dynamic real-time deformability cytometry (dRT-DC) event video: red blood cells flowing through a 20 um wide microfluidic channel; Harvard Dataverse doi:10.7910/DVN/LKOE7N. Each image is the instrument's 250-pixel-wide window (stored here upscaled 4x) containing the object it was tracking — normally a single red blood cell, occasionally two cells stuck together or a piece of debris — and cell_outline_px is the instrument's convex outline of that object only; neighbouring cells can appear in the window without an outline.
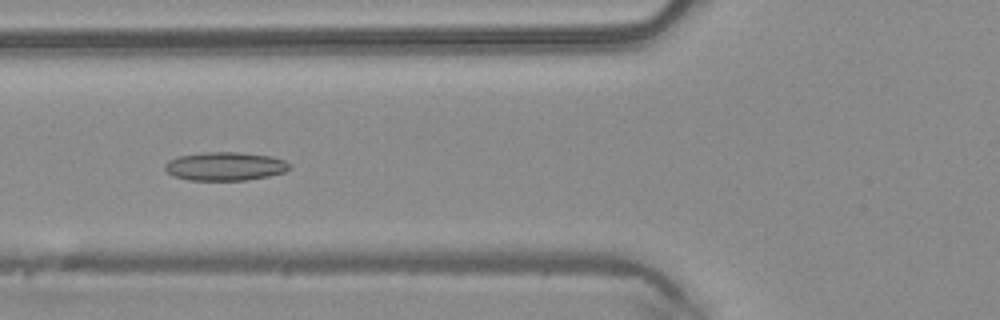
{"species": "common noctule bat (a hibernating species)", "species_latin": "Nyctalus noctula", "temperature_condition": "warm", "stored_images_in_passage": 36, "camera_frame_rate_fps": 3000, "um_per_image_px": 0.085, "animal": {"sex": "male", "body_mass_g": 20.4}, "frame": {"image": 1, "passage_image": 5, "time_ms": 1.333, "image_size_px": [1000, 320], "cell_outline_px": [[292, 168], [284, 172], [268, 176], [244, 180], [188, 180], [172, 176], [164, 168], [164, 164], [168, 160], [176, 156], [204, 152], [236, 152], [268, 156], [284, 160], [292, 164]], "centroid_in_image_um": [19.1, 14.13], "position_along_channel_um": 106.7, "area_um2": 20.81}}
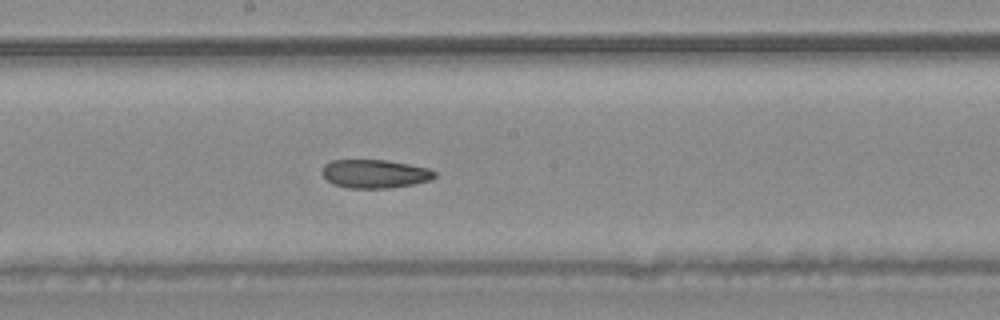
{"frame": {"image": 2, "passage_image": 13, "time_ms": 4.0, "image_size_px": [1000, 320], "cell_outline_px": [[436, 176], [428, 180], [412, 184], [388, 188], [348, 188], [332, 184], [320, 172], [320, 168], [324, 164], [332, 160], [384, 160], [408, 164], [428, 168], [436, 172]], "centroid_in_image_um": [31.8, 14.77], "position_along_channel_um": 216.4, "area_um2": 18.67}}
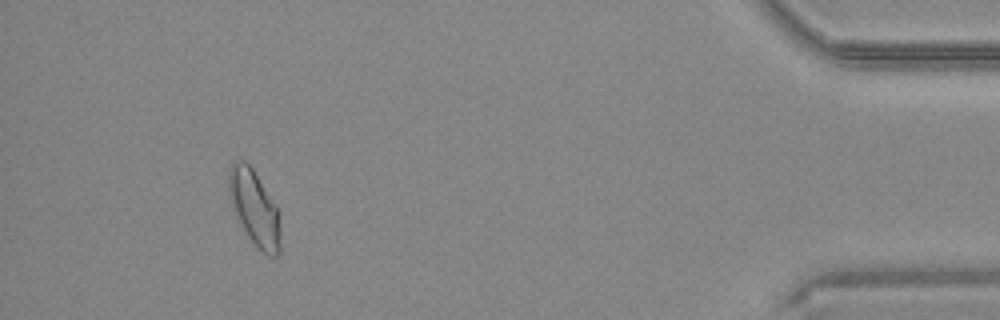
{"frame": {"image": 3, "passage_image": 32, "time_ms": 10.333, "image_size_px": [1000, 320], "cell_outline_px": [[280, 252], [276, 256], [268, 256], [252, 240], [236, 220], [228, 188], [228, 172], [232, 160], [244, 160], [252, 168], [276, 204], [280, 232]], "centroid_in_image_um": [21.6, 17.64], "position_along_channel_um": 413.6, "area_um2": 22.48}, "authors_computed_cell_mechanics": {"area_um2": 19.8543, "velocity_mm_per_s": 4.1085, "shape_relaxation_time_tau1_ms": null, "shape_relaxation_time_tau2_ms": 5.287, "deformation_change_tau1": null, "deformation_change_tau2": 0.1211}}